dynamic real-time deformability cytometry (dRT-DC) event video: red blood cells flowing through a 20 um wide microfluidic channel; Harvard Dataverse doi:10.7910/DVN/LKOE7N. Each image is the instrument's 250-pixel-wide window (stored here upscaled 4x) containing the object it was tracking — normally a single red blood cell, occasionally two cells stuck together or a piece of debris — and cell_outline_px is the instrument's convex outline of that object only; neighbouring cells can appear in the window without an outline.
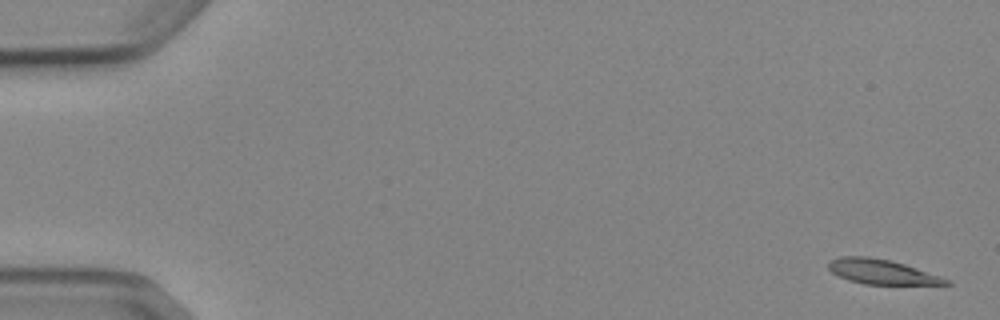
{"species": "Egyptian fruit bat (a non-hibernating species)", "species_latin": "Rousettus aegyptiacus", "temperature_condition": "cold", "stored_images_in_passage": 5, "camera_frame_rate_fps": 3000, "um_per_image_px": 0.085, "animal": {"sex": "female"}, "frame": {"image": 1, "passage_image": 1, "time_ms": 0.0, "image_size_px": [1000, 320], "cell_outline_px": [[952, 284], [864, 284], [848, 280], [832, 272], [828, 268], [828, 260], [840, 256], [868, 256], [892, 260], [952, 280]], "centroid_in_image_um": [74.92, 23.09], "position_along_channel_um": 10.1, "area_um2": 16.94}}